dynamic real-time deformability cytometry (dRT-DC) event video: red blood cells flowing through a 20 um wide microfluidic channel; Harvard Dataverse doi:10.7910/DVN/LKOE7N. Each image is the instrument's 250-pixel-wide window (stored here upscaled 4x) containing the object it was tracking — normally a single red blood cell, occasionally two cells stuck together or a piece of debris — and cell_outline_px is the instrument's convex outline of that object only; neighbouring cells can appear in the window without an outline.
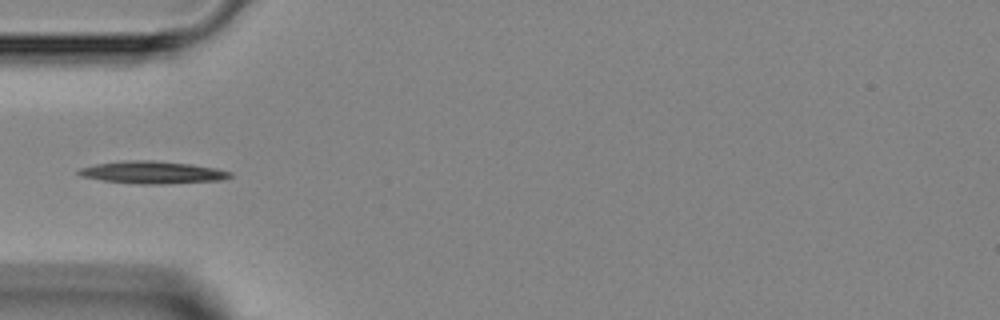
{"species": "Egyptian fruit bat (a non-hibernating species)", "species_latin": "Rousettus aegyptiacus", "temperature_condition": "room temperature", "stored_images_in_passage": 6, "segment_of_instrument_passage": [2, 2], "camera_frame_rate_fps": 3000, "um_per_image_px": 0.085, "animal": {"sex": "female"}, "frame": {"image": 1, "passage_image": 4, "time_ms": 3.667, "image_size_px": [1000, 320], "cell_outline_px": [[232, 176], [224, 180], [164, 184], [140, 184], [104, 180], [80, 176], [76, 172], [80, 168], [96, 164], [132, 160], [152, 160], [188, 164], [216, 168], [232, 172]], "centroid_in_image_um": [12.99, 14.66], "position_along_channel_um": 72.0, "area_um2": 19.59}}
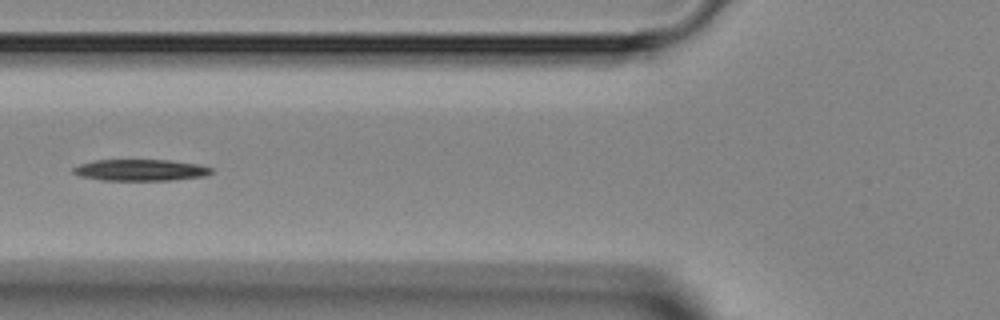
{"frame": {"image": 2, "passage_image": 5, "time_ms": 4.667, "image_size_px": [1000, 320], "cell_outline_px": [[212, 172], [204, 176], [172, 180], [100, 180], [80, 176], [72, 172], [72, 168], [80, 164], [92, 160], [168, 160], [200, 164], [212, 168]], "centroid_in_image_um": [11.92, 14.45], "position_along_channel_um": 113.9, "area_um2": 17.28}}
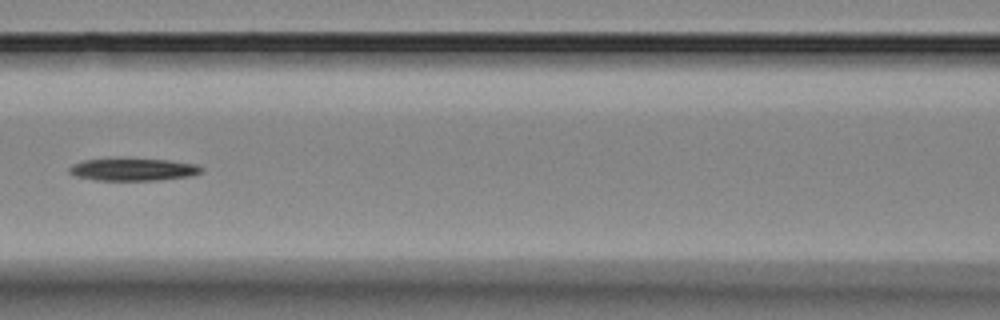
{"frame": {"image": 3, "passage_image": 6, "time_ms": 5.667, "image_size_px": [1000, 320], "cell_outline_px": [[204, 172], [188, 176], [156, 180], [96, 180], [76, 176], [68, 172], [68, 168], [72, 164], [84, 160], [120, 156], [128, 156], [168, 160], [196, 164], [204, 168]], "centroid_in_image_um": [11.28, 14.35], "position_along_channel_um": 155.3, "area_um2": 18.09}}